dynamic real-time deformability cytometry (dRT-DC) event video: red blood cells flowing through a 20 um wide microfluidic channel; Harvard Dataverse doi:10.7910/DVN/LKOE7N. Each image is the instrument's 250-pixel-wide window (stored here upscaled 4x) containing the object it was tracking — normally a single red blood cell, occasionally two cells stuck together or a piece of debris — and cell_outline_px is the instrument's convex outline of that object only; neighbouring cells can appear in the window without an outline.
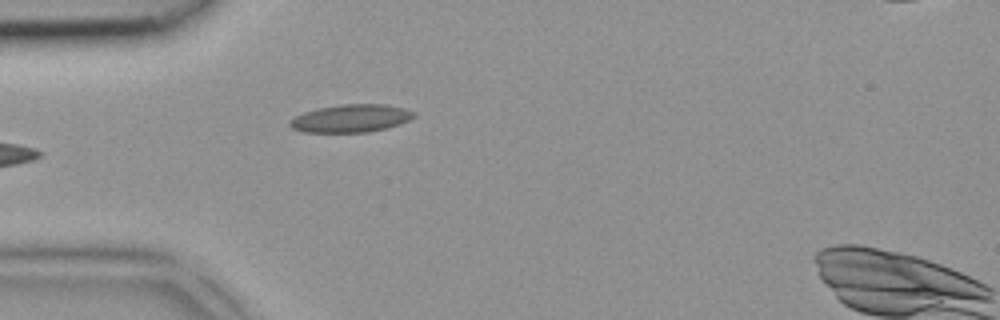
{"species": "common noctule bat (a hibernating species)", "species_latin": "Nyctalus noctula", "temperature_condition": "room temperature", "stored_images_in_passage": 5, "camera_frame_rate_fps": 3000, "um_per_image_px": 0.085, "animal": {"sex": "female", "body_mass_g": 18.4}, "frame": {"image": 1, "passage_image": 4, "time_ms": 1.0, "image_size_px": [1000, 320], "cell_outline_px": [[416, 116], [400, 124], [368, 132], [304, 132], [292, 128], [288, 124], [296, 116], [304, 112], [316, 108], [340, 104], [388, 104], [404, 108], [416, 112]], "centroid_in_image_um": [29.85, 10.05], "position_along_channel_um": 55.1, "area_um2": 20.11}}